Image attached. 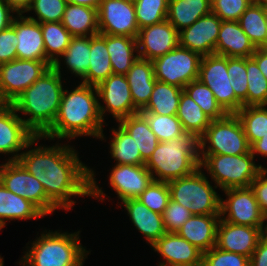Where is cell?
Wrapping results in <instances>:
<instances>
[{"label":"cell","mask_w":267,"mask_h":266,"mask_svg":"<svg viewBox=\"0 0 267 266\" xmlns=\"http://www.w3.org/2000/svg\"><path fill=\"white\" fill-rule=\"evenodd\" d=\"M79 153L70 145L34 146L22 151L18 161L43 186L47 198L60 210L75 205L72 197L89 196L105 200L95 171L80 161Z\"/></svg>","instance_id":"6da1fadb"},{"label":"cell","mask_w":267,"mask_h":266,"mask_svg":"<svg viewBox=\"0 0 267 266\" xmlns=\"http://www.w3.org/2000/svg\"><path fill=\"white\" fill-rule=\"evenodd\" d=\"M97 97L96 86L82 82L73 90L64 88L57 117L42 137L46 140L58 138L60 141L92 136L104 140L105 122L99 112Z\"/></svg>","instance_id":"7a4b0ae2"},{"label":"cell","mask_w":267,"mask_h":266,"mask_svg":"<svg viewBox=\"0 0 267 266\" xmlns=\"http://www.w3.org/2000/svg\"><path fill=\"white\" fill-rule=\"evenodd\" d=\"M62 74L50 67L39 79L24 90L12 105L20 117L37 135L42 136L54 123L63 91Z\"/></svg>","instance_id":"3957f363"},{"label":"cell","mask_w":267,"mask_h":266,"mask_svg":"<svg viewBox=\"0 0 267 266\" xmlns=\"http://www.w3.org/2000/svg\"><path fill=\"white\" fill-rule=\"evenodd\" d=\"M201 164L199 138L186 133L167 142H159L145 167L154 181L169 182L194 173Z\"/></svg>","instance_id":"277c9868"},{"label":"cell","mask_w":267,"mask_h":266,"mask_svg":"<svg viewBox=\"0 0 267 266\" xmlns=\"http://www.w3.org/2000/svg\"><path fill=\"white\" fill-rule=\"evenodd\" d=\"M80 243V230L74 233L43 231L26 247L21 266H83L91 251Z\"/></svg>","instance_id":"5b68a950"},{"label":"cell","mask_w":267,"mask_h":266,"mask_svg":"<svg viewBox=\"0 0 267 266\" xmlns=\"http://www.w3.org/2000/svg\"><path fill=\"white\" fill-rule=\"evenodd\" d=\"M200 168L205 169L221 190L251 187V183L265 168L255 163L250 153L242 155L200 154Z\"/></svg>","instance_id":"8992f818"},{"label":"cell","mask_w":267,"mask_h":266,"mask_svg":"<svg viewBox=\"0 0 267 266\" xmlns=\"http://www.w3.org/2000/svg\"><path fill=\"white\" fill-rule=\"evenodd\" d=\"M198 168L194 173L168 182L170 199L187 208L192 215L220 214L221 196Z\"/></svg>","instance_id":"52a82bcc"},{"label":"cell","mask_w":267,"mask_h":266,"mask_svg":"<svg viewBox=\"0 0 267 266\" xmlns=\"http://www.w3.org/2000/svg\"><path fill=\"white\" fill-rule=\"evenodd\" d=\"M200 154L242 155L250 153V144L236 113L212 120L199 138ZM208 143V144H207Z\"/></svg>","instance_id":"ba28073f"},{"label":"cell","mask_w":267,"mask_h":266,"mask_svg":"<svg viewBox=\"0 0 267 266\" xmlns=\"http://www.w3.org/2000/svg\"><path fill=\"white\" fill-rule=\"evenodd\" d=\"M202 56L178 45L152 61L156 80L183 88L199 77Z\"/></svg>","instance_id":"9c48e42d"},{"label":"cell","mask_w":267,"mask_h":266,"mask_svg":"<svg viewBox=\"0 0 267 266\" xmlns=\"http://www.w3.org/2000/svg\"><path fill=\"white\" fill-rule=\"evenodd\" d=\"M227 196L221 198L220 219L231 224L258 227L266 232L267 217L262 213L251 187L222 190Z\"/></svg>","instance_id":"30bf717a"},{"label":"cell","mask_w":267,"mask_h":266,"mask_svg":"<svg viewBox=\"0 0 267 266\" xmlns=\"http://www.w3.org/2000/svg\"><path fill=\"white\" fill-rule=\"evenodd\" d=\"M50 61L15 59L0 65V101L12 103L50 67Z\"/></svg>","instance_id":"8fae6325"},{"label":"cell","mask_w":267,"mask_h":266,"mask_svg":"<svg viewBox=\"0 0 267 266\" xmlns=\"http://www.w3.org/2000/svg\"><path fill=\"white\" fill-rule=\"evenodd\" d=\"M0 181L12 193L36 205L45 215L58 209L48 198L42 184L17 161L0 164Z\"/></svg>","instance_id":"7c38bea8"},{"label":"cell","mask_w":267,"mask_h":266,"mask_svg":"<svg viewBox=\"0 0 267 266\" xmlns=\"http://www.w3.org/2000/svg\"><path fill=\"white\" fill-rule=\"evenodd\" d=\"M229 78L227 57L216 54L202 57L198 79L210 88L226 113H237L243 104L235 97Z\"/></svg>","instance_id":"4fadbf2b"},{"label":"cell","mask_w":267,"mask_h":266,"mask_svg":"<svg viewBox=\"0 0 267 266\" xmlns=\"http://www.w3.org/2000/svg\"><path fill=\"white\" fill-rule=\"evenodd\" d=\"M20 118L12 103L0 104V154L12 155L7 161H17L22 150L42 140ZM36 142V143H35Z\"/></svg>","instance_id":"5bb4252c"},{"label":"cell","mask_w":267,"mask_h":266,"mask_svg":"<svg viewBox=\"0 0 267 266\" xmlns=\"http://www.w3.org/2000/svg\"><path fill=\"white\" fill-rule=\"evenodd\" d=\"M99 102V112L102 120L109 112L119 122L121 119L139 113L134 106L128 80L123 74H112L96 86ZM104 105V106H103Z\"/></svg>","instance_id":"9a60e30c"},{"label":"cell","mask_w":267,"mask_h":266,"mask_svg":"<svg viewBox=\"0 0 267 266\" xmlns=\"http://www.w3.org/2000/svg\"><path fill=\"white\" fill-rule=\"evenodd\" d=\"M99 33L137 38L134 0H102L98 8Z\"/></svg>","instance_id":"2e32d148"},{"label":"cell","mask_w":267,"mask_h":266,"mask_svg":"<svg viewBox=\"0 0 267 266\" xmlns=\"http://www.w3.org/2000/svg\"><path fill=\"white\" fill-rule=\"evenodd\" d=\"M138 56L153 61L179 45V31L166 19L139 29Z\"/></svg>","instance_id":"e0dca14e"},{"label":"cell","mask_w":267,"mask_h":266,"mask_svg":"<svg viewBox=\"0 0 267 266\" xmlns=\"http://www.w3.org/2000/svg\"><path fill=\"white\" fill-rule=\"evenodd\" d=\"M222 20L212 12L179 31V45L199 55L215 54Z\"/></svg>","instance_id":"ac0fdd59"},{"label":"cell","mask_w":267,"mask_h":266,"mask_svg":"<svg viewBox=\"0 0 267 266\" xmlns=\"http://www.w3.org/2000/svg\"><path fill=\"white\" fill-rule=\"evenodd\" d=\"M109 174V184L120 202L137 199L153 181L145 165L115 164Z\"/></svg>","instance_id":"d6986e66"},{"label":"cell","mask_w":267,"mask_h":266,"mask_svg":"<svg viewBox=\"0 0 267 266\" xmlns=\"http://www.w3.org/2000/svg\"><path fill=\"white\" fill-rule=\"evenodd\" d=\"M264 234L258 227L231 224L220 219L215 246L221 250L242 254L250 258Z\"/></svg>","instance_id":"ffe728a7"},{"label":"cell","mask_w":267,"mask_h":266,"mask_svg":"<svg viewBox=\"0 0 267 266\" xmlns=\"http://www.w3.org/2000/svg\"><path fill=\"white\" fill-rule=\"evenodd\" d=\"M151 248L163 257L158 266H200L203 253L177 233H165Z\"/></svg>","instance_id":"44dd1931"},{"label":"cell","mask_w":267,"mask_h":266,"mask_svg":"<svg viewBox=\"0 0 267 266\" xmlns=\"http://www.w3.org/2000/svg\"><path fill=\"white\" fill-rule=\"evenodd\" d=\"M12 25L16 29L17 59L49 61L45 53L41 24L25 15H17Z\"/></svg>","instance_id":"7402d4cb"},{"label":"cell","mask_w":267,"mask_h":266,"mask_svg":"<svg viewBox=\"0 0 267 266\" xmlns=\"http://www.w3.org/2000/svg\"><path fill=\"white\" fill-rule=\"evenodd\" d=\"M219 221L220 214L191 215L177 234L205 253L216 244Z\"/></svg>","instance_id":"603a6c76"},{"label":"cell","mask_w":267,"mask_h":266,"mask_svg":"<svg viewBox=\"0 0 267 266\" xmlns=\"http://www.w3.org/2000/svg\"><path fill=\"white\" fill-rule=\"evenodd\" d=\"M256 47L244 33L238 21H222L215 47V54L225 57L247 58Z\"/></svg>","instance_id":"cb8c5ba5"},{"label":"cell","mask_w":267,"mask_h":266,"mask_svg":"<svg viewBox=\"0 0 267 266\" xmlns=\"http://www.w3.org/2000/svg\"><path fill=\"white\" fill-rule=\"evenodd\" d=\"M122 204L131 222L150 246L166 233L162 214L149 210L138 198L125 200L121 202L120 207Z\"/></svg>","instance_id":"d4e9b609"},{"label":"cell","mask_w":267,"mask_h":266,"mask_svg":"<svg viewBox=\"0 0 267 266\" xmlns=\"http://www.w3.org/2000/svg\"><path fill=\"white\" fill-rule=\"evenodd\" d=\"M134 106L141 111L149 102L156 78L152 61L138 57L125 74Z\"/></svg>","instance_id":"484cf974"},{"label":"cell","mask_w":267,"mask_h":266,"mask_svg":"<svg viewBox=\"0 0 267 266\" xmlns=\"http://www.w3.org/2000/svg\"><path fill=\"white\" fill-rule=\"evenodd\" d=\"M46 216L29 200L9 191L0 181V230L8 220H31Z\"/></svg>","instance_id":"4316f807"},{"label":"cell","mask_w":267,"mask_h":266,"mask_svg":"<svg viewBox=\"0 0 267 266\" xmlns=\"http://www.w3.org/2000/svg\"><path fill=\"white\" fill-rule=\"evenodd\" d=\"M99 34L106 40L113 74L125 75L139 57L136 38Z\"/></svg>","instance_id":"83f0119b"},{"label":"cell","mask_w":267,"mask_h":266,"mask_svg":"<svg viewBox=\"0 0 267 266\" xmlns=\"http://www.w3.org/2000/svg\"><path fill=\"white\" fill-rule=\"evenodd\" d=\"M211 13V0H169L167 20L178 30Z\"/></svg>","instance_id":"f1b7e54d"},{"label":"cell","mask_w":267,"mask_h":266,"mask_svg":"<svg viewBox=\"0 0 267 266\" xmlns=\"http://www.w3.org/2000/svg\"><path fill=\"white\" fill-rule=\"evenodd\" d=\"M61 23L72 36L99 34L98 9L68 3Z\"/></svg>","instance_id":"f546056e"},{"label":"cell","mask_w":267,"mask_h":266,"mask_svg":"<svg viewBox=\"0 0 267 266\" xmlns=\"http://www.w3.org/2000/svg\"><path fill=\"white\" fill-rule=\"evenodd\" d=\"M89 58L90 36H72L67 49L52 67L61 74V60H63L71 74L82 79L88 72Z\"/></svg>","instance_id":"4dcf8cb0"},{"label":"cell","mask_w":267,"mask_h":266,"mask_svg":"<svg viewBox=\"0 0 267 266\" xmlns=\"http://www.w3.org/2000/svg\"><path fill=\"white\" fill-rule=\"evenodd\" d=\"M90 63L87 74L80 80L84 84L97 86L113 74L106 40L96 34L90 36Z\"/></svg>","instance_id":"1f68e13d"},{"label":"cell","mask_w":267,"mask_h":266,"mask_svg":"<svg viewBox=\"0 0 267 266\" xmlns=\"http://www.w3.org/2000/svg\"><path fill=\"white\" fill-rule=\"evenodd\" d=\"M183 90L178 86L156 80L149 102L140 113L177 115Z\"/></svg>","instance_id":"d6a6232c"},{"label":"cell","mask_w":267,"mask_h":266,"mask_svg":"<svg viewBox=\"0 0 267 266\" xmlns=\"http://www.w3.org/2000/svg\"><path fill=\"white\" fill-rule=\"evenodd\" d=\"M135 140L142 160L146 163L159 141L151 131L147 119L139 112L118 122Z\"/></svg>","instance_id":"836d02e7"},{"label":"cell","mask_w":267,"mask_h":266,"mask_svg":"<svg viewBox=\"0 0 267 266\" xmlns=\"http://www.w3.org/2000/svg\"><path fill=\"white\" fill-rule=\"evenodd\" d=\"M238 23L256 48L267 47L265 5L253 2L240 16Z\"/></svg>","instance_id":"e575fe53"},{"label":"cell","mask_w":267,"mask_h":266,"mask_svg":"<svg viewBox=\"0 0 267 266\" xmlns=\"http://www.w3.org/2000/svg\"><path fill=\"white\" fill-rule=\"evenodd\" d=\"M177 117L184 131L195 134L198 138L204 134L212 121L184 90L181 94Z\"/></svg>","instance_id":"d590c367"},{"label":"cell","mask_w":267,"mask_h":266,"mask_svg":"<svg viewBox=\"0 0 267 266\" xmlns=\"http://www.w3.org/2000/svg\"><path fill=\"white\" fill-rule=\"evenodd\" d=\"M112 134L109 153L116 164L145 165L135 140L119 123Z\"/></svg>","instance_id":"8d00e7d4"},{"label":"cell","mask_w":267,"mask_h":266,"mask_svg":"<svg viewBox=\"0 0 267 266\" xmlns=\"http://www.w3.org/2000/svg\"><path fill=\"white\" fill-rule=\"evenodd\" d=\"M47 59L54 64L70 43L72 35L61 22L40 23Z\"/></svg>","instance_id":"74e56055"},{"label":"cell","mask_w":267,"mask_h":266,"mask_svg":"<svg viewBox=\"0 0 267 266\" xmlns=\"http://www.w3.org/2000/svg\"><path fill=\"white\" fill-rule=\"evenodd\" d=\"M267 106H245L236 115L240 119L250 146L267 135Z\"/></svg>","instance_id":"f35d334b"},{"label":"cell","mask_w":267,"mask_h":266,"mask_svg":"<svg viewBox=\"0 0 267 266\" xmlns=\"http://www.w3.org/2000/svg\"><path fill=\"white\" fill-rule=\"evenodd\" d=\"M184 91L201 107L212 120L223 118L227 113L216 102L213 92L199 79L191 81Z\"/></svg>","instance_id":"ab89813d"},{"label":"cell","mask_w":267,"mask_h":266,"mask_svg":"<svg viewBox=\"0 0 267 266\" xmlns=\"http://www.w3.org/2000/svg\"><path fill=\"white\" fill-rule=\"evenodd\" d=\"M247 106H267V79L252 57L246 58Z\"/></svg>","instance_id":"60d3db41"},{"label":"cell","mask_w":267,"mask_h":266,"mask_svg":"<svg viewBox=\"0 0 267 266\" xmlns=\"http://www.w3.org/2000/svg\"><path fill=\"white\" fill-rule=\"evenodd\" d=\"M159 142H167L182 137L186 132L177 115L142 114Z\"/></svg>","instance_id":"b9f144b4"},{"label":"cell","mask_w":267,"mask_h":266,"mask_svg":"<svg viewBox=\"0 0 267 266\" xmlns=\"http://www.w3.org/2000/svg\"><path fill=\"white\" fill-rule=\"evenodd\" d=\"M169 0H134L138 28L160 23L167 18Z\"/></svg>","instance_id":"7bdbcfd3"},{"label":"cell","mask_w":267,"mask_h":266,"mask_svg":"<svg viewBox=\"0 0 267 266\" xmlns=\"http://www.w3.org/2000/svg\"><path fill=\"white\" fill-rule=\"evenodd\" d=\"M227 71L235 97L243 104V107L247 106L246 58L227 57Z\"/></svg>","instance_id":"ee69618b"},{"label":"cell","mask_w":267,"mask_h":266,"mask_svg":"<svg viewBox=\"0 0 267 266\" xmlns=\"http://www.w3.org/2000/svg\"><path fill=\"white\" fill-rule=\"evenodd\" d=\"M68 2L66 0H33L28 12H35V16H27L29 19L44 22H61Z\"/></svg>","instance_id":"f6af8a7d"},{"label":"cell","mask_w":267,"mask_h":266,"mask_svg":"<svg viewBox=\"0 0 267 266\" xmlns=\"http://www.w3.org/2000/svg\"><path fill=\"white\" fill-rule=\"evenodd\" d=\"M138 199L146 205L149 210L163 214L170 200L168 182L153 180Z\"/></svg>","instance_id":"bcb514c9"},{"label":"cell","mask_w":267,"mask_h":266,"mask_svg":"<svg viewBox=\"0 0 267 266\" xmlns=\"http://www.w3.org/2000/svg\"><path fill=\"white\" fill-rule=\"evenodd\" d=\"M250 258L212 247L202 255V266H249Z\"/></svg>","instance_id":"7dc6e473"},{"label":"cell","mask_w":267,"mask_h":266,"mask_svg":"<svg viewBox=\"0 0 267 266\" xmlns=\"http://www.w3.org/2000/svg\"><path fill=\"white\" fill-rule=\"evenodd\" d=\"M253 0H211V12L222 21H238Z\"/></svg>","instance_id":"c3c4849f"},{"label":"cell","mask_w":267,"mask_h":266,"mask_svg":"<svg viewBox=\"0 0 267 266\" xmlns=\"http://www.w3.org/2000/svg\"><path fill=\"white\" fill-rule=\"evenodd\" d=\"M191 215L187 208L170 199L162 214L166 232L177 233Z\"/></svg>","instance_id":"681fc988"},{"label":"cell","mask_w":267,"mask_h":266,"mask_svg":"<svg viewBox=\"0 0 267 266\" xmlns=\"http://www.w3.org/2000/svg\"><path fill=\"white\" fill-rule=\"evenodd\" d=\"M16 29L13 25L0 32V65L17 59Z\"/></svg>","instance_id":"f907efd6"},{"label":"cell","mask_w":267,"mask_h":266,"mask_svg":"<svg viewBox=\"0 0 267 266\" xmlns=\"http://www.w3.org/2000/svg\"><path fill=\"white\" fill-rule=\"evenodd\" d=\"M262 213L267 217V168H264L251 183Z\"/></svg>","instance_id":"816d5d0a"},{"label":"cell","mask_w":267,"mask_h":266,"mask_svg":"<svg viewBox=\"0 0 267 266\" xmlns=\"http://www.w3.org/2000/svg\"><path fill=\"white\" fill-rule=\"evenodd\" d=\"M249 266H267V235L258 241L257 246L250 257Z\"/></svg>","instance_id":"f5cc1de1"},{"label":"cell","mask_w":267,"mask_h":266,"mask_svg":"<svg viewBox=\"0 0 267 266\" xmlns=\"http://www.w3.org/2000/svg\"><path fill=\"white\" fill-rule=\"evenodd\" d=\"M14 13L4 0H0V32L12 25L14 18L17 16V14L13 15Z\"/></svg>","instance_id":"db71d44e"},{"label":"cell","mask_w":267,"mask_h":266,"mask_svg":"<svg viewBox=\"0 0 267 266\" xmlns=\"http://www.w3.org/2000/svg\"><path fill=\"white\" fill-rule=\"evenodd\" d=\"M251 57L256 61L258 68L267 79V47L257 48Z\"/></svg>","instance_id":"11a10c76"},{"label":"cell","mask_w":267,"mask_h":266,"mask_svg":"<svg viewBox=\"0 0 267 266\" xmlns=\"http://www.w3.org/2000/svg\"><path fill=\"white\" fill-rule=\"evenodd\" d=\"M17 15L28 13L33 0H4Z\"/></svg>","instance_id":"9f6ffc18"},{"label":"cell","mask_w":267,"mask_h":266,"mask_svg":"<svg viewBox=\"0 0 267 266\" xmlns=\"http://www.w3.org/2000/svg\"><path fill=\"white\" fill-rule=\"evenodd\" d=\"M250 152L254 156V158L258 155H261L263 157L267 158V135L263 136L258 141H255L250 146Z\"/></svg>","instance_id":"6f0895ef"},{"label":"cell","mask_w":267,"mask_h":266,"mask_svg":"<svg viewBox=\"0 0 267 266\" xmlns=\"http://www.w3.org/2000/svg\"><path fill=\"white\" fill-rule=\"evenodd\" d=\"M68 3L98 9L102 0H66Z\"/></svg>","instance_id":"680465c9"},{"label":"cell","mask_w":267,"mask_h":266,"mask_svg":"<svg viewBox=\"0 0 267 266\" xmlns=\"http://www.w3.org/2000/svg\"><path fill=\"white\" fill-rule=\"evenodd\" d=\"M265 21H266V27H267V7L265 6Z\"/></svg>","instance_id":"91938a15"},{"label":"cell","mask_w":267,"mask_h":266,"mask_svg":"<svg viewBox=\"0 0 267 266\" xmlns=\"http://www.w3.org/2000/svg\"><path fill=\"white\" fill-rule=\"evenodd\" d=\"M4 260H3V258H2V256L0 255V266H4Z\"/></svg>","instance_id":"94428289"},{"label":"cell","mask_w":267,"mask_h":266,"mask_svg":"<svg viewBox=\"0 0 267 266\" xmlns=\"http://www.w3.org/2000/svg\"><path fill=\"white\" fill-rule=\"evenodd\" d=\"M264 0H253V2H259L262 3Z\"/></svg>","instance_id":"6125c7cd"},{"label":"cell","mask_w":267,"mask_h":266,"mask_svg":"<svg viewBox=\"0 0 267 266\" xmlns=\"http://www.w3.org/2000/svg\"><path fill=\"white\" fill-rule=\"evenodd\" d=\"M262 3L267 7V0H264Z\"/></svg>","instance_id":"be15d7a7"}]
</instances>
